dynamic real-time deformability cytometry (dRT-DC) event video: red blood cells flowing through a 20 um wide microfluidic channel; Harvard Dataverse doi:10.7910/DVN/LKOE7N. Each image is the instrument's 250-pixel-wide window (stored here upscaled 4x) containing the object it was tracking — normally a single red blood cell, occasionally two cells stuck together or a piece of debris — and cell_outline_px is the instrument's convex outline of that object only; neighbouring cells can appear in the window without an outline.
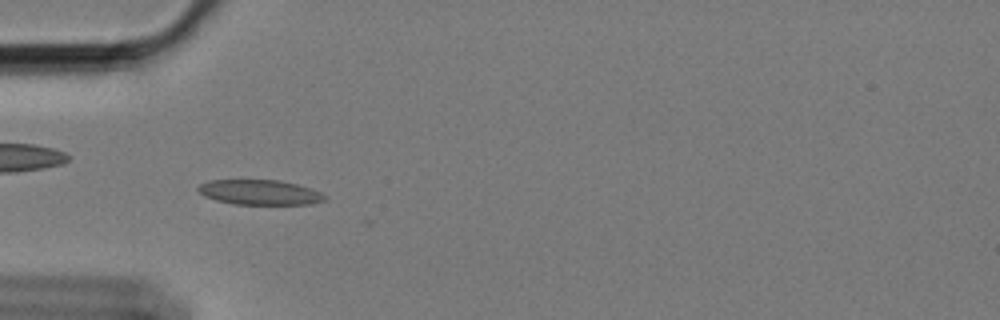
{"species": "Egyptian fruit bat (a non-hibernating species)", "species_latin": "Rousettus aegyptiacus", "temperature_condition": "cold", "stored_images_in_passage": 36, "camera_frame_rate_fps": 3000, "um_per_image_px": 0.085, "animal": {"sex": "female"}, "frame": {"image": 1, "passage_image": 2, "time_ms": 0.333, "image_size_px": [1000, 320], "cell_outline_px": [[328, 200], [312, 204], [232, 204], [216, 200], [204, 196], [196, 188], [200, 184], [208, 180], [280, 180], [312, 188], [328, 196]], "centroid_in_image_um": [22.11, 16.35], "position_along_channel_um": 62.9, "area_um2": 18.61}}
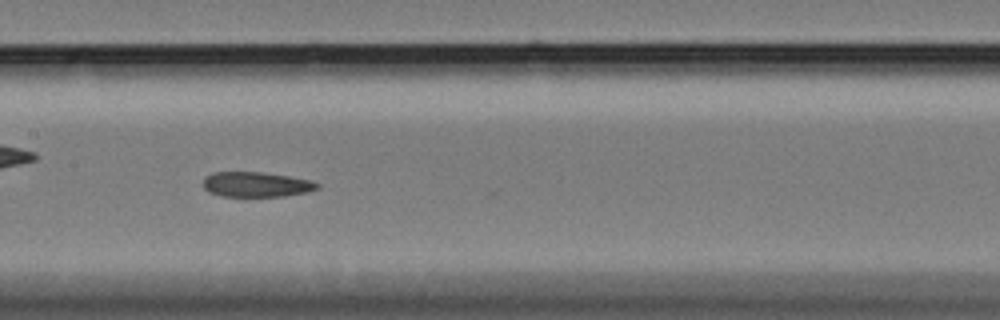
{"frame": {"image": 2, "passage_image": 13, "time_ms": 4.0, "image_size_px": [1000, 320], "cell_outline_px": [[320, 188], [308, 192], [284, 196], [220, 196], [208, 192], [204, 188], [204, 180], [212, 172], [264, 172], [312, 180], [320, 184]], "centroid_in_image_um": [21.82, 15.68], "position_along_channel_um": 185.6, "area_um2": 16.7}}
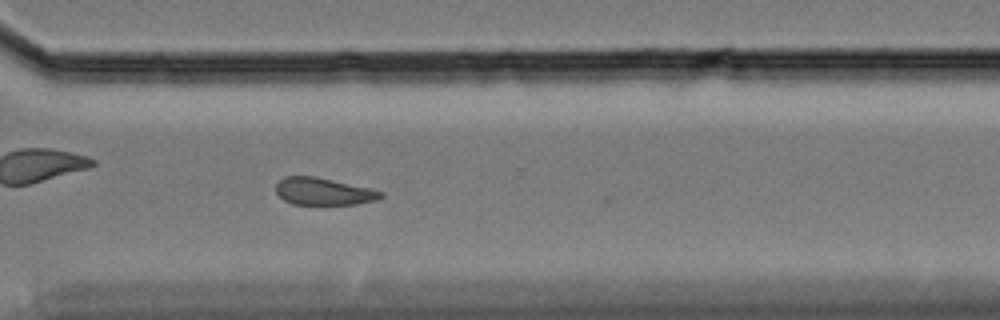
{"frame": {"image": 3, "passage_image": 27, "time_ms": 8.667, "image_size_px": [1000, 320], "cell_outline_px": [[384, 196], [376, 200], [356, 204], [292, 204], [284, 200], [276, 192], [276, 184], [284, 176], [312, 176], [332, 180], [368, 188], [384, 192]], "centroid_in_image_um": [27.48, 16.28], "position_along_channel_um": 343.1, "area_um2": 16.42}, "authors_computed_cell_mechanics": {"area_um2": 17.5134, "velocity_mm_per_s": 3.3832, "shape_relaxation_time_tau1_ms": null, "shape_relaxation_time_tau2_ms": 3.8937, "deformation_change_tau1": null, "deformation_change_tau2": 0.0959}}